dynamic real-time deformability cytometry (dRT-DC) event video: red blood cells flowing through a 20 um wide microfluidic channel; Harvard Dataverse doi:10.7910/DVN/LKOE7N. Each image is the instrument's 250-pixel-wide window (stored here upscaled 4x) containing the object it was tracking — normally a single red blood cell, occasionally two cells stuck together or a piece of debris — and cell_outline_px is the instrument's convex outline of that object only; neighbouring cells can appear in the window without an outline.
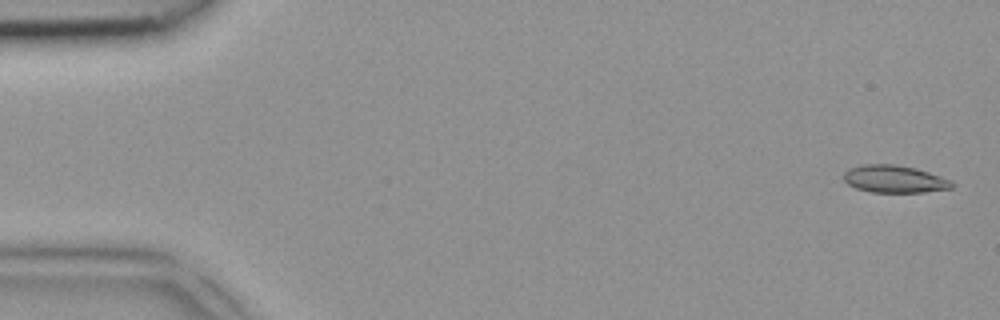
{"species": "common noctule bat (a hibernating species)", "species_latin": "Nyctalus noctula", "temperature_condition": "room temperature", "stored_images_in_passage": 5, "camera_frame_rate_fps": 3000, "um_per_image_px": 0.085, "animal": {"sex": "female", "body_mass_g": 18.4}, "frame": {"image": 1, "passage_image": 1, "time_ms": 0.0, "image_size_px": [1000, 320], "cell_outline_px": [[952, 188], [924, 192], [872, 192], [856, 188], [848, 184], [844, 180], [844, 172], [848, 168], [864, 164], [892, 164], [916, 168], [928, 172], [948, 180], [952, 184]], "centroid_in_image_um": [75.96, 15.21], "position_along_channel_um": 9.0, "area_um2": 17.05}}
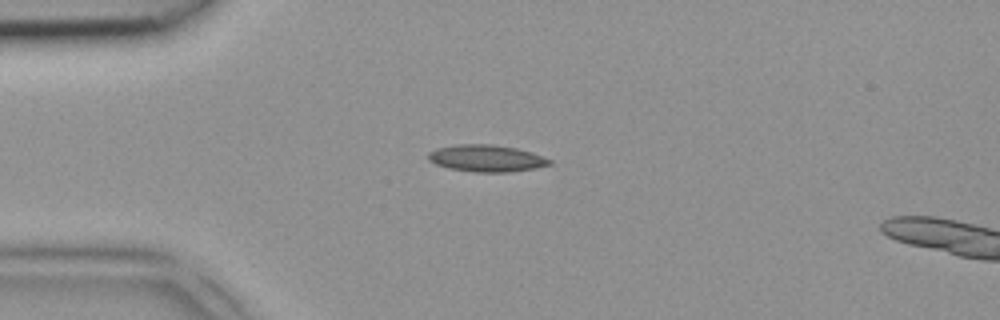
{"frame": {"image": 2, "passage_image": 3, "time_ms": 0.667, "image_size_px": [1000, 320], "cell_outline_px": [[552, 164], [536, 168], [508, 172], [476, 172], [448, 168], [436, 164], [428, 160], [428, 152], [436, 148], [456, 144], [492, 144], [516, 148], [532, 152], [552, 160]], "centroid_in_image_um": [41.34, 13.45], "position_along_channel_um": 43.7, "area_um2": 19.07}}